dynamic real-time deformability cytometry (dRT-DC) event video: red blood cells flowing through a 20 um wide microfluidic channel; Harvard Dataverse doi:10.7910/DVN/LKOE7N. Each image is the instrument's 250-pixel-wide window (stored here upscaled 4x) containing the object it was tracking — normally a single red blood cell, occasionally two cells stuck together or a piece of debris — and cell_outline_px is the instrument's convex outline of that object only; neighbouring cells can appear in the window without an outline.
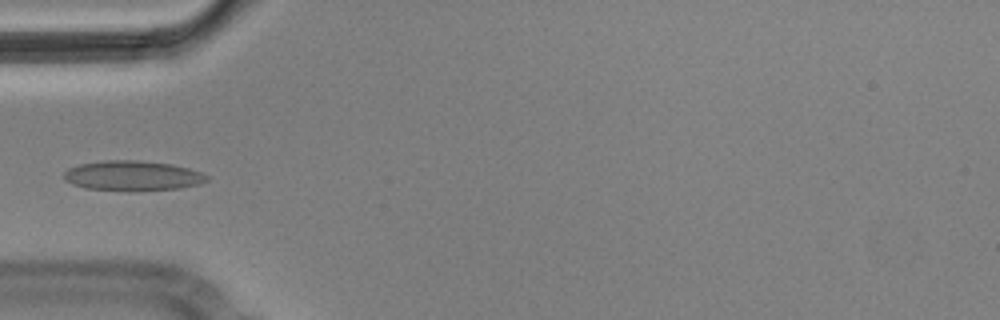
{"species": "Egyptian fruit bat (a non-hibernating species)", "species_latin": "Rousettus aegyptiacus", "temperature_condition": "cold", "stored_images_in_passage": 5, "camera_frame_rate_fps": 3000, "um_per_image_px": 0.085, "animal": {"sex": "male"}, "frame": {"image": 1, "passage_image": 5, "time_ms": 1.333, "image_size_px": [1000, 320], "cell_outline_px": [[208, 180], [200, 184], [180, 188], [84, 188], [72, 184], [64, 180], [64, 172], [68, 168], [80, 164], [104, 160], [136, 160], [172, 164], [188, 168], [200, 172], [208, 176]], "centroid_in_image_um": [11.25, 14.88], "position_along_channel_um": 73.7, "area_um2": 23.93}}